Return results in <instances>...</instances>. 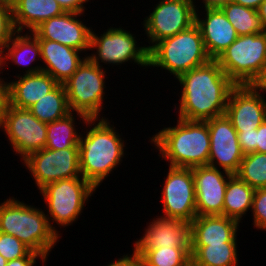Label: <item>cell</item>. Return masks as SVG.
<instances>
[{
  "label": "cell",
  "mask_w": 266,
  "mask_h": 266,
  "mask_svg": "<svg viewBox=\"0 0 266 266\" xmlns=\"http://www.w3.org/2000/svg\"><path fill=\"white\" fill-rule=\"evenodd\" d=\"M179 117L189 121H207L224 115L229 94L236 84L225 74L217 60L181 74Z\"/></svg>",
  "instance_id": "6da1fadb"
},
{
  "label": "cell",
  "mask_w": 266,
  "mask_h": 266,
  "mask_svg": "<svg viewBox=\"0 0 266 266\" xmlns=\"http://www.w3.org/2000/svg\"><path fill=\"white\" fill-rule=\"evenodd\" d=\"M85 124L93 127L79 138L80 172L85 180L98 188L123 161L125 141L104 117L89 119Z\"/></svg>",
  "instance_id": "7a4b0ae2"
},
{
  "label": "cell",
  "mask_w": 266,
  "mask_h": 266,
  "mask_svg": "<svg viewBox=\"0 0 266 266\" xmlns=\"http://www.w3.org/2000/svg\"><path fill=\"white\" fill-rule=\"evenodd\" d=\"M170 167L193 168L208 165L210 135L206 121L178 118L177 125L165 127L151 138Z\"/></svg>",
  "instance_id": "3957f363"
},
{
  "label": "cell",
  "mask_w": 266,
  "mask_h": 266,
  "mask_svg": "<svg viewBox=\"0 0 266 266\" xmlns=\"http://www.w3.org/2000/svg\"><path fill=\"white\" fill-rule=\"evenodd\" d=\"M0 232L15 236L45 260L57 244L60 234L51 227L47 215L40 208L9 197L0 204Z\"/></svg>",
  "instance_id": "277c9868"
},
{
  "label": "cell",
  "mask_w": 266,
  "mask_h": 266,
  "mask_svg": "<svg viewBox=\"0 0 266 266\" xmlns=\"http://www.w3.org/2000/svg\"><path fill=\"white\" fill-rule=\"evenodd\" d=\"M210 60L196 24L160 40L149 50V67L167 70L175 79Z\"/></svg>",
  "instance_id": "5b68a950"
},
{
  "label": "cell",
  "mask_w": 266,
  "mask_h": 266,
  "mask_svg": "<svg viewBox=\"0 0 266 266\" xmlns=\"http://www.w3.org/2000/svg\"><path fill=\"white\" fill-rule=\"evenodd\" d=\"M102 66L88 57L78 66L73 75L63 83L70 111L81 118L84 124L89 119H100L106 88Z\"/></svg>",
  "instance_id": "8992f818"
},
{
  "label": "cell",
  "mask_w": 266,
  "mask_h": 266,
  "mask_svg": "<svg viewBox=\"0 0 266 266\" xmlns=\"http://www.w3.org/2000/svg\"><path fill=\"white\" fill-rule=\"evenodd\" d=\"M216 60L236 85H253L266 64V31L238 36Z\"/></svg>",
  "instance_id": "52a82bcc"
},
{
  "label": "cell",
  "mask_w": 266,
  "mask_h": 266,
  "mask_svg": "<svg viewBox=\"0 0 266 266\" xmlns=\"http://www.w3.org/2000/svg\"><path fill=\"white\" fill-rule=\"evenodd\" d=\"M95 190L96 188L82 176L51 182L41 188L42 199L48 206L50 227L58 234L59 231L53 223L63 227L73 224Z\"/></svg>",
  "instance_id": "ba28073f"
},
{
  "label": "cell",
  "mask_w": 266,
  "mask_h": 266,
  "mask_svg": "<svg viewBox=\"0 0 266 266\" xmlns=\"http://www.w3.org/2000/svg\"><path fill=\"white\" fill-rule=\"evenodd\" d=\"M134 34L122 27H110L101 36L91 30L90 49L97 52L87 56L93 63L120 65L126 62H134L139 66L149 67V50L147 46H139ZM101 61V62H100Z\"/></svg>",
  "instance_id": "9c48e42d"
},
{
  "label": "cell",
  "mask_w": 266,
  "mask_h": 266,
  "mask_svg": "<svg viewBox=\"0 0 266 266\" xmlns=\"http://www.w3.org/2000/svg\"><path fill=\"white\" fill-rule=\"evenodd\" d=\"M194 0H160L152 13L145 17L143 28L147 35L148 50L162 39L176 35L195 24Z\"/></svg>",
  "instance_id": "30bf717a"
},
{
  "label": "cell",
  "mask_w": 266,
  "mask_h": 266,
  "mask_svg": "<svg viewBox=\"0 0 266 266\" xmlns=\"http://www.w3.org/2000/svg\"><path fill=\"white\" fill-rule=\"evenodd\" d=\"M0 128L8 136L13 152L22 160L46 147L47 123L37 119L29 109L16 108L8 103Z\"/></svg>",
  "instance_id": "8fae6325"
},
{
  "label": "cell",
  "mask_w": 266,
  "mask_h": 266,
  "mask_svg": "<svg viewBox=\"0 0 266 266\" xmlns=\"http://www.w3.org/2000/svg\"><path fill=\"white\" fill-rule=\"evenodd\" d=\"M21 162L31 172L38 190L51 182L82 176L79 148L61 150L43 148L30 153Z\"/></svg>",
  "instance_id": "7c38bea8"
},
{
  "label": "cell",
  "mask_w": 266,
  "mask_h": 266,
  "mask_svg": "<svg viewBox=\"0 0 266 266\" xmlns=\"http://www.w3.org/2000/svg\"><path fill=\"white\" fill-rule=\"evenodd\" d=\"M161 194L164 215L191 223L197 216L192 168L170 167Z\"/></svg>",
  "instance_id": "4fadbf2b"
},
{
  "label": "cell",
  "mask_w": 266,
  "mask_h": 266,
  "mask_svg": "<svg viewBox=\"0 0 266 266\" xmlns=\"http://www.w3.org/2000/svg\"><path fill=\"white\" fill-rule=\"evenodd\" d=\"M206 122L210 135L208 166L236 174L244 154L231 120L224 114Z\"/></svg>",
  "instance_id": "5bb4252c"
},
{
  "label": "cell",
  "mask_w": 266,
  "mask_h": 266,
  "mask_svg": "<svg viewBox=\"0 0 266 266\" xmlns=\"http://www.w3.org/2000/svg\"><path fill=\"white\" fill-rule=\"evenodd\" d=\"M253 85H236L230 92L225 115L237 133L257 129L266 119L264 92Z\"/></svg>",
  "instance_id": "9a60e30c"
},
{
  "label": "cell",
  "mask_w": 266,
  "mask_h": 266,
  "mask_svg": "<svg viewBox=\"0 0 266 266\" xmlns=\"http://www.w3.org/2000/svg\"><path fill=\"white\" fill-rule=\"evenodd\" d=\"M220 170L208 165L192 168L197 216L223 215L225 191L233 174Z\"/></svg>",
  "instance_id": "2e32d148"
},
{
  "label": "cell",
  "mask_w": 266,
  "mask_h": 266,
  "mask_svg": "<svg viewBox=\"0 0 266 266\" xmlns=\"http://www.w3.org/2000/svg\"><path fill=\"white\" fill-rule=\"evenodd\" d=\"M83 13L65 12L42 22L31 33L38 39L58 42L79 51L90 50L91 30L78 16ZM78 18V19H77Z\"/></svg>",
  "instance_id": "e0dca14e"
},
{
  "label": "cell",
  "mask_w": 266,
  "mask_h": 266,
  "mask_svg": "<svg viewBox=\"0 0 266 266\" xmlns=\"http://www.w3.org/2000/svg\"><path fill=\"white\" fill-rule=\"evenodd\" d=\"M150 223L143 237L135 241L134 249L172 247L191 250V226L189 222L159 216L156 219L153 218Z\"/></svg>",
  "instance_id": "ac0fdd59"
},
{
  "label": "cell",
  "mask_w": 266,
  "mask_h": 266,
  "mask_svg": "<svg viewBox=\"0 0 266 266\" xmlns=\"http://www.w3.org/2000/svg\"><path fill=\"white\" fill-rule=\"evenodd\" d=\"M204 18L196 9L195 24L198 26L209 57L216 60L238 37L235 28L219 7L205 8Z\"/></svg>",
  "instance_id": "d6986e66"
},
{
  "label": "cell",
  "mask_w": 266,
  "mask_h": 266,
  "mask_svg": "<svg viewBox=\"0 0 266 266\" xmlns=\"http://www.w3.org/2000/svg\"><path fill=\"white\" fill-rule=\"evenodd\" d=\"M26 69L23 75L16 76V81L8 83L9 104L21 109H28L59 84L51 75L42 71L41 64Z\"/></svg>",
  "instance_id": "ffe728a7"
},
{
  "label": "cell",
  "mask_w": 266,
  "mask_h": 266,
  "mask_svg": "<svg viewBox=\"0 0 266 266\" xmlns=\"http://www.w3.org/2000/svg\"><path fill=\"white\" fill-rule=\"evenodd\" d=\"M239 222L224 215L196 216L191 226V246L237 243Z\"/></svg>",
  "instance_id": "44dd1931"
},
{
  "label": "cell",
  "mask_w": 266,
  "mask_h": 266,
  "mask_svg": "<svg viewBox=\"0 0 266 266\" xmlns=\"http://www.w3.org/2000/svg\"><path fill=\"white\" fill-rule=\"evenodd\" d=\"M41 59L46 65L42 71L51 75L59 84L67 81L78 66L87 57L79 56L82 51L65 46L58 42L38 39Z\"/></svg>",
  "instance_id": "7402d4cb"
},
{
  "label": "cell",
  "mask_w": 266,
  "mask_h": 266,
  "mask_svg": "<svg viewBox=\"0 0 266 266\" xmlns=\"http://www.w3.org/2000/svg\"><path fill=\"white\" fill-rule=\"evenodd\" d=\"M16 31L32 32L42 22L65 13L56 0H10Z\"/></svg>",
  "instance_id": "603a6c76"
},
{
  "label": "cell",
  "mask_w": 266,
  "mask_h": 266,
  "mask_svg": "<svg viewBox=\"0 0 266 266\" xmlns=\"http://www.w3.org/2000/svg\"><path fill=\"white\" fill-rule=\"evenodd\" d=\"M254 191V188L233 174L225 191L223 215L240 223L246 212L252 209Z\"/></svg>",
  "instance_id": "cb8c5ba5"
},
{
  "label": "cell",
  "mask_w": 266,
  "mask_h": 266,
  "mask_svg": "<svg viewBox=\"0 0 266 266\" xmlns=\"http://www.w3.org/2000/svg\"><path fill=\"white\" fill-rule=\"evenodd\" d=\"M237 243L191 246V266H237Z\"/></svg>",
  "instance_id": "d4e9b609"
},
{
  "label": "cell",
  "mask_w": 266,
  "mask_h": 266,
  "mask_svg": "<svg viewBox=\"0 0 266 266\" xmlns=\"http://www.w3.org/2000/svg\"><path fill=\"white\" fill-rule=\"evenodd\" d=\"M28 109L37 119L44 123H51L66 117L71 111L68 106L64 85L58 84Z\"/></svg>",
  "instance_id": "484cf974"
},
{
  "label": "cell",
  "mask_w": 266,
  "mask_h": 266,
  "mask_svg": "<svg viewBox=\"0 0 266 266\" xmlns=\"http://www.w3.org/2000/svg\"><path fill=\"white\" fill-rule=\"evenodd\" d=\"M219 8L235 28L238 36L261 34L266 31L257 10L233 3L231 0Z\"/></svg>",
  "instance_id": "4316f807"
},
{
  "label": "cell",
  "mask_w": 266,
  "mask_h": 266,
  "mask_svg": "<svg viewBox=\"0 0 266 266\" xmlns=\"http://www.w3.org/2000/svg\"><path fill=\"white\" fill-rule=\"evenodd\" d=\"M69 113L66 117L47 123L46 147L52 150L79 148L80 132L76 131L75 115Z\"/></svg>",
  "instance_id": "83f0119b"
},
{
  "label": "cell",
  "mask_w": 266,
  "mask_h": 266,
  "mask_svg": "<svg viewBox=\"0 0 266 266\" xmlns=\"http://www.w3.org/2000/svg\"><path fill=\"white\" fill-rule=\"evenodd\" d=\"M21 33L17 31L6 44L5 59L6 61L10 59L17 66L28 67L32 62L41 59L40 45L33 33L27 32L24 35Z\"/></svg>",
  "instance_id": "f1b7e54d"
},
{
  "label": "cell",
  "mask_w": 266,
  "mask_h": 266,
  "mask_svg": "<svg viewBox=\"0 0 266 266\" xmlns=\"http://www.w3.org/2000/svg\"><path fill=\"white\" fill-rule=\"evenodd\" d=\"M134 251L141 257L142 266H191V250L161 247Z\"/></svg>",
  "instance_id": "f546056e"
},
{
  "label": "cell",
  "mask_w": 266,
  "mask_h": 266,
  "mask_svg": "<svg viewBox=\"0 0 266 266\" xmlns=\"http://www.w3.org/2000/svg\"><path fill=\"white\" fill-rule=\"evenodd\" d=\"M236 175L254 189L266 188V153L244 155Z\"/></svg>",
  "instance_id": "4dcf8cb0"
},
{
  "label": "cell",
  "mask_w": 266,
  "mask_h": 266,
  "mask_svg": "<svg viewBox=\"0 0 266 266\" xmlns=\"http://www.w3.org/2000/svg\"><path fill=\"white\" fill-rule=\"evenodd\" d=\"M0 254L7 261L22 257H43L37 252L32 251L15 236L3 232H0Z\"/></svg>",
  "instance_id": "1f68e13d"
},
{
  "label": "cell",
  "mask_w": 266,
  "mask_h": 266,
  "mask_svg": "<svg viewBox=\"0 0 266 266\" xmlns=\"http://www.w3.org/2000/svg\"><path fill=\"white\" fill-rule=\"evenodd\" d=\"M10 0H0V44H7L16 33Z\"/></svg>",
  "instance_id": "d6a6232c"
},
{
  "label": "cell",
  "mask_w": 266,
  "mask_h": 266,
  "mask_svg": "<svg viewBox=\"0 0 266 266\" xmlns=\"http://www.w3.org/2000/svg\"><path fill=\"white\" fill-rule=\"evenodd\" d=\"M251 211L254 226L266 231V188L255 189Z\"/></svg>",
  "instance_id": "836d02e7"
},
{
  "label": "cell",
  "mask_w": 266,
  "mask_h": 266,
  "mask_svg": "<svg viewBox=\"0 0 266 266\" xmlns=\"http://www.w3.org/2000/svg\"><path fill=\"white\" fill-rule=\"evenodd\" d=\"M237 137L244 155L256 152V129L241 131Z\"/></svg>",
  "instance_id": "e575fe53"
},
{
  "label": "cell",
  "mask_w": 266,
  "mask_h": 266,
  "mask_svg": "<svg viewBox=\"0 0 266 266\" xmlns=\"http://www.w3.org/2000/svg\"><path fill=\"white\" fill-rule=\"evenodd\" d=\"M65 12L83 13L85 12L84 3L89 0H56Z\"/></svg>",
  "instance_id": "d590c367"
},
{
  "label": "cell",
  "mask_w": 266,
  "mask_h": 266,
  "mask_svg": "<svg viewBox=\"0 0 266 266\" xmlns=\"http://www.w3.org/2000/svg\"><path fill=\"white\" fill-rule=\"evenodd\" d=\"M106 266H142V260L141 257L133 251L132 256L129 254L123 255L121 258H118V260H115L111 263H109Z\"/></svg>",
  "instance_id": "8d00e7d4"
},
{
  "label": "cell",
  "mask_w": 266,
  "mask_h": 266,
  "mask_svg": "<svg viewBox=\"0 0 266 266\" xmlns=\"http://www.w3.org/2000/svg\"><path fill=\"white\" fill-rule=\"evenodd\" d=\"M256 152L266 153V119L256 129Z\"/></svg>",
  "instance_id": "74e56055"
},
{
  "label": "cell",
  "mask_w": 266,
  "mask_h": 266,
  "mask_svg": "<svg viewBox=\"0 0 266 266\" xmlns=\"http://www.w3.org/2000/svg\"><path fill=\"white\" fill-rule=\"evenodd\" d=\"M8 103V82H5L0 78V123L2 121Z\"/></svg>",
  "instance_id": "f35d334b"
},
{
  "label": "cell",
  "mask_w": 266,
  "mask_h": 266,
  "mask_svg": "<svg viewBox=\"0 0 266 266\" xmlns=\"http://www.w3.org/2000/svg\"><path fill=\"white\" fill-rule=\"evenodd\" d=\"M37 258L41 259L42 263L46 262L44 257H22L7 261L6 266H34V264H36Z\"/></svg>",
  "instance_id": "ab89813d"
},
{
  "label": "cell",
  "mask_w": 266,
  "mask_h": 266,
  "mask_svg": "<svg viewBox=\"0 0 266 266\" xmlns=\"http://www.w3.org/2000/svg\"><path fill=\"white\" fill-rule=\"evenodd\" d=\"M233 3L257 10L264 0H231Z\"/></svg>",
  "instance_id": "60d3db41"
},
{
  "label": "cell",
  "mask_w": 266,
  "mask_h": 266,
  "mask_svg": "<svg viewBox=\"0 0 266 266\" xmlns=\"http://www.w3.org/2000/svg\"><path fill=\"white\" fill-rule=\"evenodd\" d=\"M255 88H257L261 92H266V64L264 70L257 81L253 84Z\"/></svg>",
  "instance_id": "b9f144b4"
},
{
  "label": "cell",
  "mask_w": 266,
  "mask_h": 266,
  "mask_svg": "<svg viewBox=\"0 0 266 266\" xmlns=\"http://www.w3.org/2000/svg\"><path fill=\"white\" fill-rule=\"evenodd\" d=\"M227 0H202L203 3L202 8H214L220 7L222 4L226 3Z\"/></svg>",
  "instance_id": "7bdbcfd3"
},
{
  "label": "cell",
  "mask_w": 266,
  "mask_h": 266,
  "mask_svg": "<svg viewBox=\"0 0 266 266\" xmlns=\"http://www.w3.org/2000/svg\"><path fill=\"white\" fill-rule=\"evenodd\" d=\"M257 12L261 18V21H262L264 27L266 28V0H264L260 4L259 8L257 9Z\"/></svg>",
  "instance_id": "ee69618b"
},
{
  "label": "cell",
  "mask_w": 266,
  "mask_h": 266,
  "mask_svg": "<svg viewBox=\"0 0 266 266\" xmlns=\"http://www.w3.org/2000/svg\"><path fill=\"white\" fill-rule=\"evenodd\" d=\"M4 52H6V45L0 44V71L1 69H5L3 68V66L7 64L6 59H5L6 54ZM1 73L3 72H0V74Z\"/></svg>",
  "instance_id": "f6af8a7d"
},
{
  "label": "cell",
  "mask_w": 266,
  "mask_h": 266,
  "mask_svg": "<svg viewBox=\"0 0 266 266\" xmlns=\"http://www.w3.org/2000/svg\"><path fill=\"white\" fill-rule=\"evenodd\" d=\"M7 260L0 254V266H6Z\"/></svg>",
  "instance_id": "bcb514c9"
}]
</instances>
